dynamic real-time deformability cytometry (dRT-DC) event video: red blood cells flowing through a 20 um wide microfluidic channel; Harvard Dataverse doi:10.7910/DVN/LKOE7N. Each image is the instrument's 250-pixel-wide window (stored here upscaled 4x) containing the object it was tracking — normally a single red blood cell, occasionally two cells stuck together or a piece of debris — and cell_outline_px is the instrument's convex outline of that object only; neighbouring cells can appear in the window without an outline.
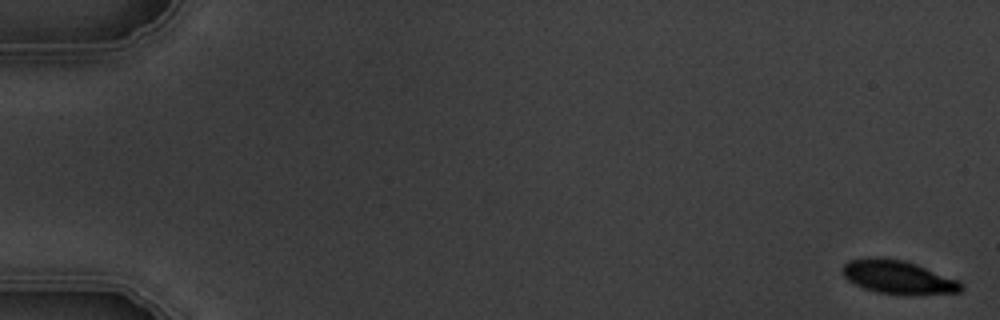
{"species": "common noctule bat (a hibernating species)", "species_latin": "Nyctalus noctula", "temperature_condition": "warm", "stored_images_in_passage": 7, "camera_frame_rate_fps": 3000, "um_per_image_px": 0.085, "animal": {"sex": "male", "body_mass_g": 19.5, "forearm_length_mm": 54.6}, "frame": {"image": 1, "passage_image": 1, "time_ms": 0.0, "image_size_px": [1000, 320], "cell_outline_px": [[964, 288], [960, 292], [876, 292], [864, 288], [848, 280], [844, 276], [844, 264], [848, 260], [872, 256], [904, 260], [916, 264], [960, 280], [964, 284]], "centroid_in_image_um": [76.33, 23.5], "position_along_channel_um": 8.7, "area_um2": 22.31}}
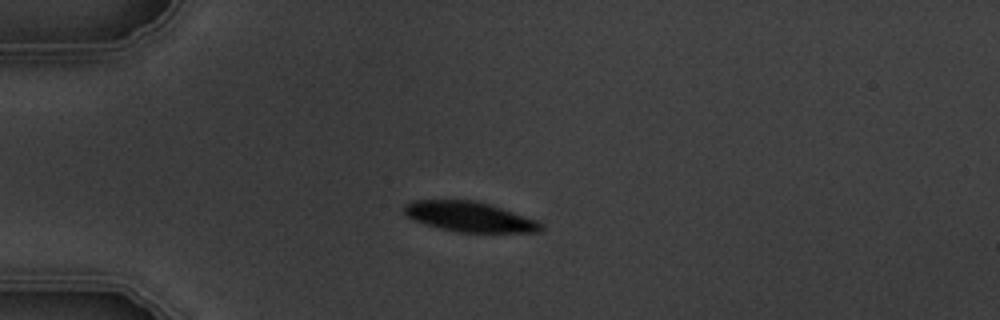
{"frame": {"image": 2, "passage_image": 5, "time_ms": 4.667, "image_size_px": [1000, 320], "cell_outline_px": [[544, 228], [540, 232], [460, 232], [440, 228], [416, 220], [408, 216], [404, 212], [404, 204], [412, 200], [476, 200], [492, 204], [536, 220], [544, 224]], "centroid_in_image_um": [39.95, 18.41], "position_along_channel_um": 45.0, "area_um2": 23.87}}
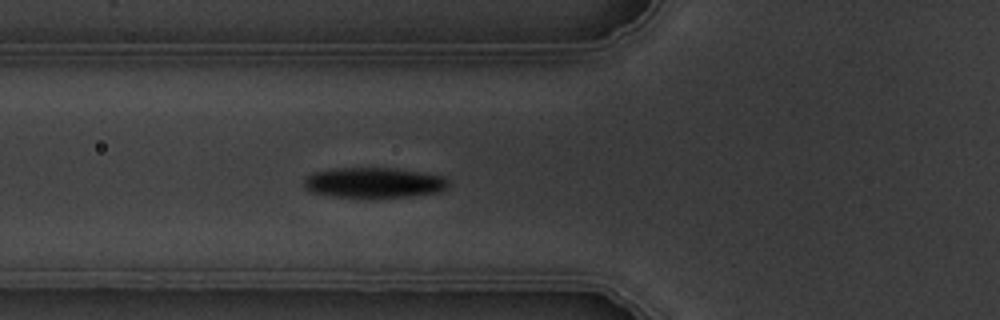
{"frame": {"image": 3, "passage_image": 7, "time_ms": 6.667, "image_size_px": [1000, 320], "cell_outline_px": [[448, 184], [440, 192], [408, 196], [332, 196], [312, 192], [304, 188], [304, 180], [312, 172], [336, 168], [392, 168], [420, 172], [444, 176], [448, 180]], "centroid_in_image_um": [31.76, 15.5], "position_along_channel_um": 94.0, "area_um2": 25.03}}